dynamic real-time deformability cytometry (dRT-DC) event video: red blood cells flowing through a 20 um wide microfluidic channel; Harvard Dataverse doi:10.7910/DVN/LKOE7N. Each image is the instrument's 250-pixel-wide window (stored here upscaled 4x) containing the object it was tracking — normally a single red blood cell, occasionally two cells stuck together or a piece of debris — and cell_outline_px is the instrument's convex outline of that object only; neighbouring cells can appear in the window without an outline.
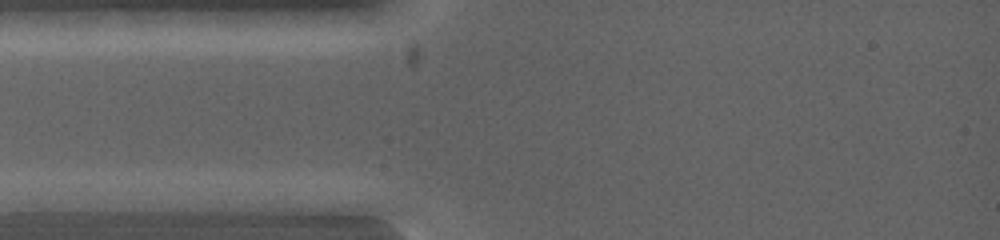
{"species": "common noctule bat (a hibernating species)", "species_latin": "Nyctalus noctula", "temperature_condition": "warm", "stored_images_in_passage": 3, "camera_frame_rate_fps": 5000, "um_per_image_px": 0.085, "animal": {"sex": "female", "body_mass_g": 19.0, "forearm_length_mm": 53.3}, "frame": {"image": 1, "passage_image": 1, "time_ms": 0.0, "image_size_px": [1000, 240], "cell_outline_px": [[120, 200], [96, 212], [16, 212], [12, 200], [40, 192], [80, 192]], "centroid_in_image_um": [5.27, 17.22], "position_along_channel_um": 79.7, "area_um2": 12.43}}